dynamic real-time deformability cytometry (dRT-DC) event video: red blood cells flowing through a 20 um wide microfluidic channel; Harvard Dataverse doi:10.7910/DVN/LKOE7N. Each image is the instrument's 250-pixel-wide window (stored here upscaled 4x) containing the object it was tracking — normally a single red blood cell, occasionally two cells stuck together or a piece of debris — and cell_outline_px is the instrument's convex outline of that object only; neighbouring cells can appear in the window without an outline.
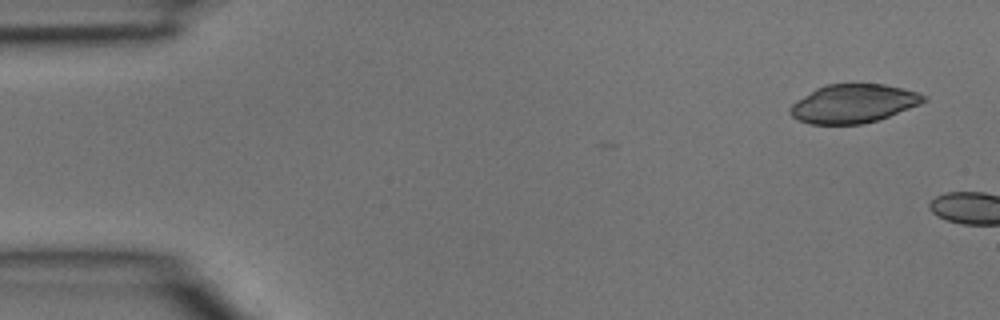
{"species": "common noctule bat (a hibernating species)", "species_latin": "Nyctalus noctula", "temperature_condition": "room temperature", "stored_images_in_passage": 2, "camera_frame_rate_fps": 3000, "um_per_image_px": 0.085, "animal": {"sex": "male", "body_mass_g": 15.6}, "frame": {"image": 1, "passage_image": 2, "time_ms": 0.333, "image_size_px": [1000, 320], "cell_outline_px": [[928, 100], [920, 104], [888, 116], [864, 124], [808, 124], [792, 116], [788, 112], [788, 108], [796, 100], [816, 88], [824, 84], [884, 84], [904, 88], [928, 96]], "centroid_in_image_um": [72.53, 8.8], "position_along_channel_um": 12.5, "area_um2": 30.11}}